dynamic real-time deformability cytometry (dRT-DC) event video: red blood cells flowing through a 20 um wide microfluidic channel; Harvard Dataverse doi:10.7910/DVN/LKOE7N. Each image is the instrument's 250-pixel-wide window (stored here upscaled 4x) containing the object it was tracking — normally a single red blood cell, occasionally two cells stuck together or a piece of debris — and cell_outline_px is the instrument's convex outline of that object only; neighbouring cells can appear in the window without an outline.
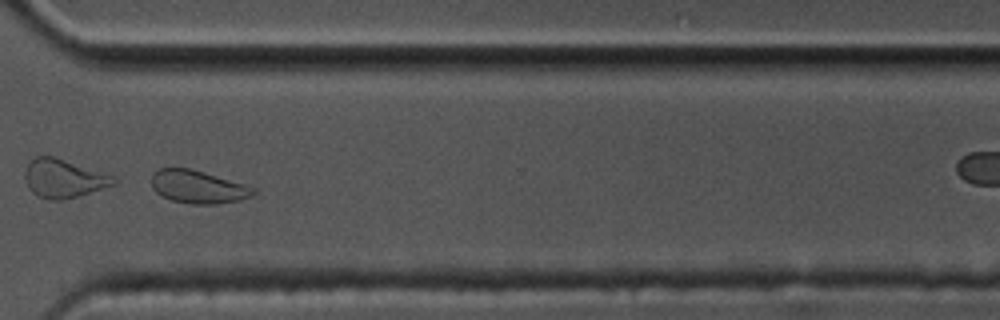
{"species": "common noctule bat (a hibernating species)", "species_latin": "Nyctalus noctula", "temperature_condition": "cold", "stored_images_in_passage": 51, "camera_frame_rate_fps": 3000, "um_per_image_px": 0.085, "animal": {"sex": "male", "body_mass_g": 17.5, "forearm_length_mm": 52.3}, "frame": {"image": 1, "passage_image": 44, "time_ms": 14.333, "image_size_px": [1000, 320], "cell_outline_px": [[256, 192], [240, 200], [216, 204], [192, 204], [172, 200], [160, 196], [152, 188], [152, 172], [160, 168], [192, 168], [244, 184], [256, 188]], "centroid_in_image_um": [16.8, 15.87], "position_along_channel_um": 353.8, "area_um2": 19.59}}